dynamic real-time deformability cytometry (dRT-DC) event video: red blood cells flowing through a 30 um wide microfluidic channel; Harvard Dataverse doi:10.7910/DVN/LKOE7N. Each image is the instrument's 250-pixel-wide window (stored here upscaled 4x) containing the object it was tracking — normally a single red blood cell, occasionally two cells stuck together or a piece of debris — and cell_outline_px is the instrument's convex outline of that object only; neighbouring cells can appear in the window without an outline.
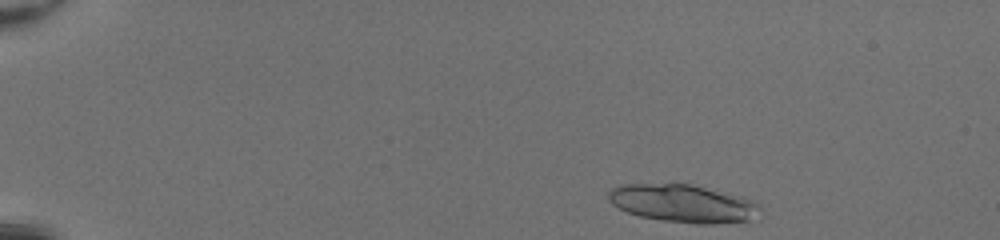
{"species": "common noctule bat (a hibernating species)", "species_latin": "Nyctalus noctula", "temperature_condition": "room temperature", "stored_images_in_passage": 17, "camera_frame_rate_fps": 3000, "um_per_image_px": 0.085, "animal": {"sex": "female", "body_mass_g": 20.0, "forearm_length_mm": 54.0}, "frame": {"image": 1, "passage_image": 1, "time_ms": 0.0, "image_size_px": [1000, 240], "cell_outline_px": [[760, 220], [716, 224], [696, 224], [664, 220], [640, 216], [628, 212], [612, 204], [608, 200], [608, 192], [612, 188], [620, 184], [672, 180], [692, 184], [744, 196], [760, 204]], "centroid_in_image_um": [58.1, 17.25], "position_along_channel_um": 26.9, "area_um2": 35.08}}
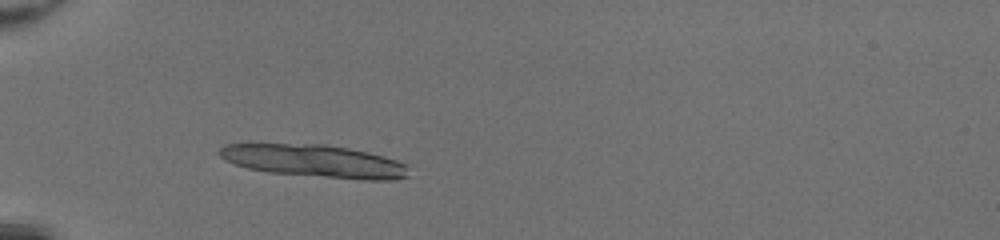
{"frame": {"image": 2, "passage_image": 10, "time_ms": 3.0, "image_size_px": [1000, 240], "cell_outline_px": [[408, 176], [396, 180], [364, 180], [268, 172], [248, 168], [224, 160], [216, 152], [224, 144], [324, 144], [348, 148], [368, 152], [384, 156], [408, 164]], "centroid_in_image_um": [26.75, 13.69], "position_along_channel_um": 58.2, "area_um2": 36.01}}